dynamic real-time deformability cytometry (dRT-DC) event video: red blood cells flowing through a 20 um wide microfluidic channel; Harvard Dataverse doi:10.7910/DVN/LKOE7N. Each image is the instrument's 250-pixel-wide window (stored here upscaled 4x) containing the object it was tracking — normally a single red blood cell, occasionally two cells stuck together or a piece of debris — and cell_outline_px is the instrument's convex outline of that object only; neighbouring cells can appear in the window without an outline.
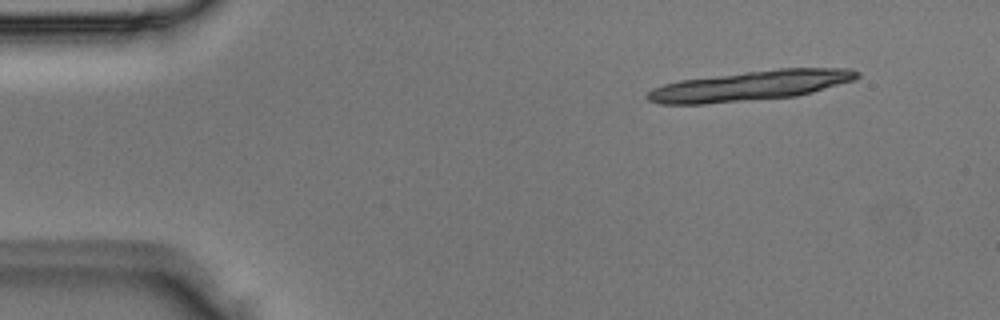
{"species": "Egyptian fruit bat (a non-hibernating species)", "species_latin": "Rousettus aegyptiacus", "temperature_condition": "room temperature", "stored_images_in_passage": 3, "camera_frame_rate_fps": 3000, "um_per_image_px": 0.085, "animal": {"sex": "male"}, "frame": {"image": 1, "passage_image": 1, "time_ms": 0.0, "image_size_px": [1000, 320], "cell_outline_px": [[860, 76], [856, 80], [812, 92], [796, 96], [704, 104], [660, 104], [648, 100], [644, 96], [652, 88], [664, 84], [680, 80], [744, 72], [780, 68], [848, 68], [860, 72]], "centroid_in_image_um": [63.79, 7.28], "position_along_channel_um": 21.2, "area_um2": 36.59}}
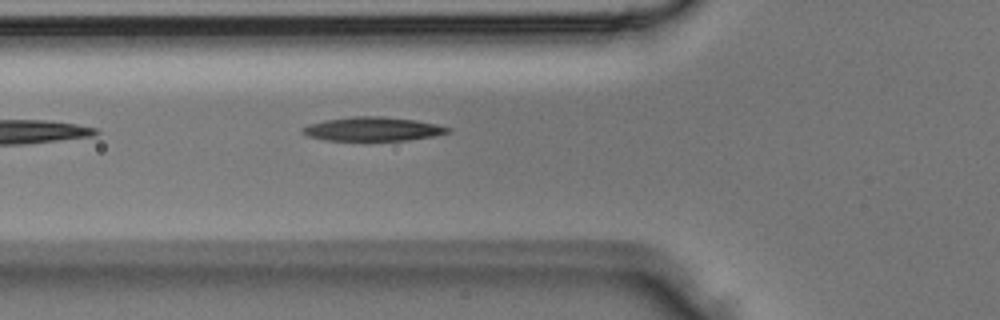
{"frame": {"image": 2, "passage_image": 3, "time_ms": 0.667, "image_size_px": [1000, 320], "cell_outline_px": [[452, 132], [432, 136], [408, 140], [324, 140], [308, 136], [300, 132], [300, 128], [308, 124], [324, 120], [352, 116], [380, 116], [416, 120], [436, 124], [452, 128]], "centroid_in_image_um": [31.66, 10.96], "position_along_channel_um": 94.1, "area_um2": 20.35}}